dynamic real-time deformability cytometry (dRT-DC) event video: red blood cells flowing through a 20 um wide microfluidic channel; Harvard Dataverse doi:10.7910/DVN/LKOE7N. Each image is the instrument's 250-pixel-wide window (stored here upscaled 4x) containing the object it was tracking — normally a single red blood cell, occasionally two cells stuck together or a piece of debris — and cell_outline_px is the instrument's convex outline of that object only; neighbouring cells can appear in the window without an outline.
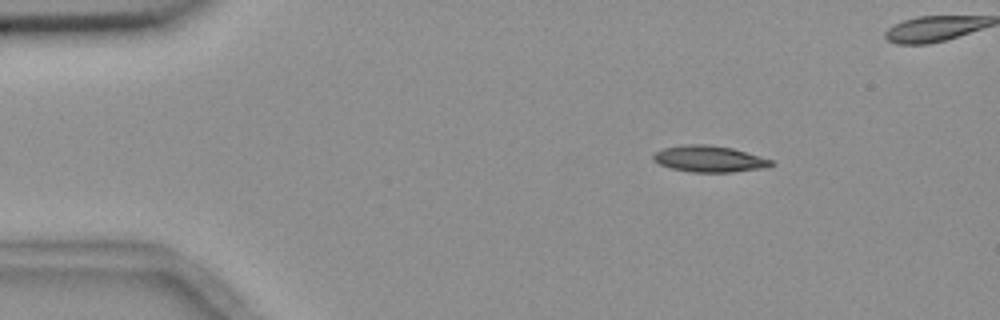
{"species": "common noctule bat (a hibernating species)", "species_latin": "Nyctalus noctula", "temperature_condition": "room temperature", "stored_images_in_passage": 23, "camera_frame_rate_fps": 3000, "um_per_image_px": 0.085, "animal": {"sex": "female", "body_mass_g": 18.4}, "frame": {"image": 1, "passage_image": 1, "time_ms": 0.0, "image_size_px": [1000, 320], "cell_outline_px": [[776, 164], [768, 168], [732, 172], [692, 172], [672, 168], [660, 164], [652, 160], [652, 156], [656, 152], [664, 148], [684, 144], [708, 144], [732, 148], [772, 160]], "centroid_in_image_um": [60.31, 13.51], "position_along_channel_um": 24.7, "area_um2": 18.15}}
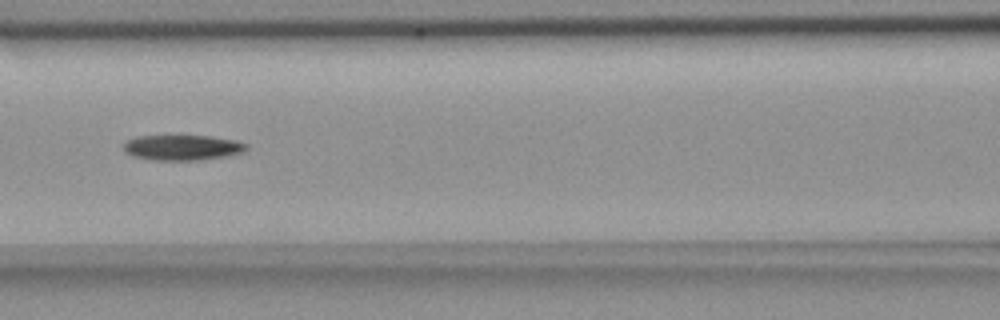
{"frame": {"image": 2, "passage_image": 17, "time_ms": 5.333, "image_size_px": [1000, 320], "cell_outline_px": [[248, 148], [244, 152], [228, 156], [196, 160], [152, 160], [132, 156], [124, 152], [124, 144], [128, 140], [136, 136], [212, 136], [236, 140], [248, 144]], "centroid_in_image_um": [15.53, 12.54], "position_along_channel_um": 151.1, "area_um2": 18.26}}
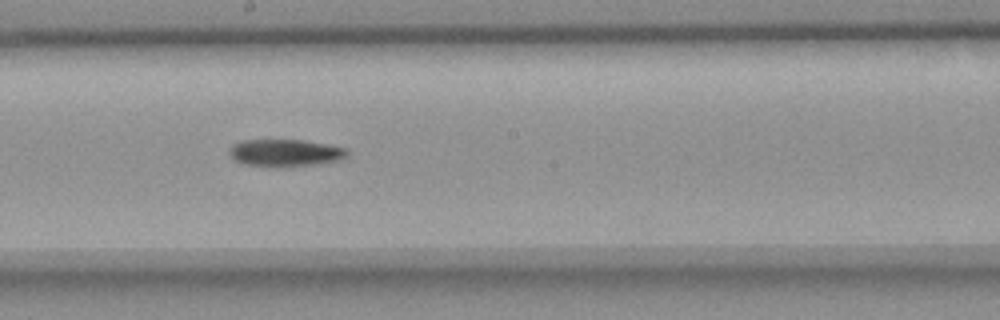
{"frame": {"image": 3, "passage_image": 23, "time_ms": 7.333, "image_size_px": [1000, 320], "cell_outline_px": [[348, 156], [340, 160], [320, 164], [288, 168], [276, 168], [244, 164], [236, 160], [228, 152], [232, 144], [240, 140], [304, 140], [348, 148]], "centroid_in_image_um": [24.28, 13.01], "position_along_channel_um": 223.9, "area_um2": 19.25}}